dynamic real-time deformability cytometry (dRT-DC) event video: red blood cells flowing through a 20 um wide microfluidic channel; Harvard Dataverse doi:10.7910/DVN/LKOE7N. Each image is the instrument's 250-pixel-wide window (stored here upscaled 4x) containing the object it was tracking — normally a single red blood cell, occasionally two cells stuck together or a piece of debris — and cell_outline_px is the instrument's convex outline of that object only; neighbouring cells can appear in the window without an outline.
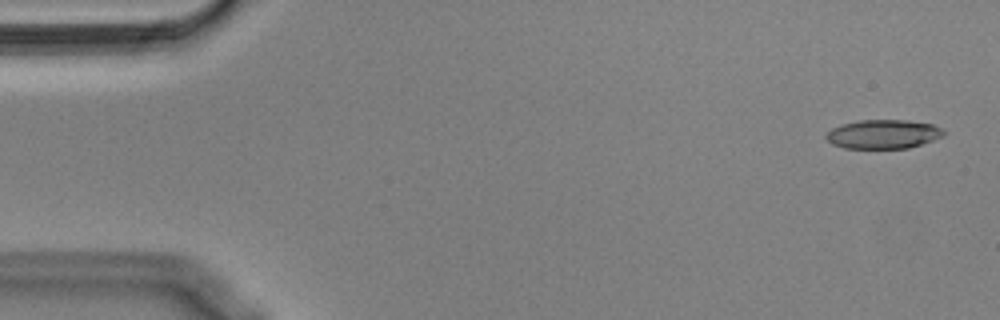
{"species": "Egyptian fruit bat (a non-hibernating species)", "species_latin": "Rousettus aegyptiacus", "temperature_condition": "cold", "stored_images_in_passage": 54, "camera_frame_rate_fps": 3000, "um_per_image_px": 0.085, "animal": {"sex": "male"}, "frame": {"image": 1, "passage_image": 2, "time_ms": 0.333, "image_size_px": [1000, 320], "cell_outline_px": [[944, 136], [908, 148], [844, 148], [832, 144], [824, 136], [832, 128], [844, 124], [860, 120], [908, 120], [932, 124], [940, 128], [944, 132]], "centroid_in_image_um": [75.06, 11.4], "position_along_channel_um": 9.9, "area_um2": 19.65}}
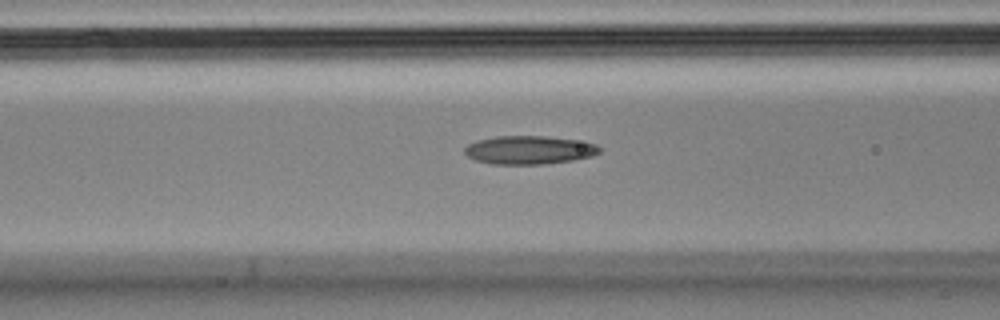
{"frame": {"image": 2, "passage_image": 21, "time_ms": 6.667, "image_size_px": [1000, 320], "cell_outline_px": [[600, 152], [592, 156], [572, 160], [544, 164], [492, 164], [476, 160], [468, 156], [464, 152], [464, 148], [468, 144], [476, 140], [496, 136], [544, 136], [576, 140], [596, 144], [600, 148]], "centroid_in_image_um": [44.95, 12.75], "position_along_channel_um": 121.6, "area_um2": 22.25}}
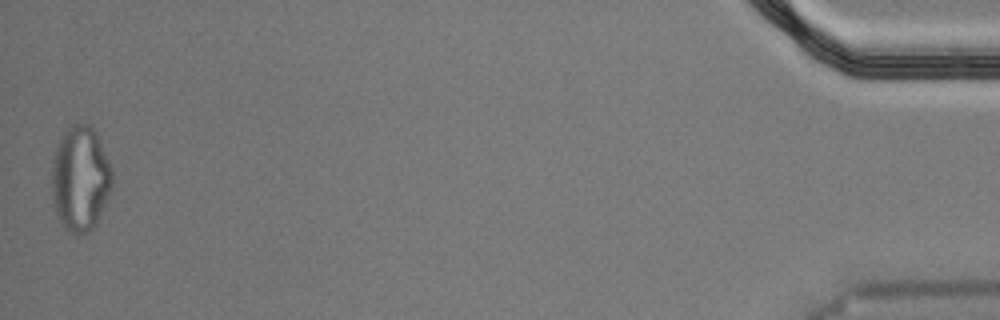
{"frame": {"image": 3, "passage_image": 54, "time_ms": 17.667, "image_size_px": [1000, 320], "cell_outline_px": [[112, 188], [100, 216], [96, 224], [88, 232], [76, 236], [64, 228], [56, 212], [52, 200], [52, 172], [56, 148], [64, 132], [72, 124], [92, 124], [100, 140], [112, 172]], "centroid_in_image_um": [6.84, 15.21], "position_along_channel_um": 428.4, "area_um2": 36.93}, "authors_computed_cell_mechanics": {"area_um2": 21.8484, "velocity_mm_per_s": 3.6427, "shape_relaxation_time_tau1_ms": null, "shape_relaxation_time_tau2_ms": 6.5193, "deformation_change_tau1": null, "deformation_change_tau2": 0.1876}}